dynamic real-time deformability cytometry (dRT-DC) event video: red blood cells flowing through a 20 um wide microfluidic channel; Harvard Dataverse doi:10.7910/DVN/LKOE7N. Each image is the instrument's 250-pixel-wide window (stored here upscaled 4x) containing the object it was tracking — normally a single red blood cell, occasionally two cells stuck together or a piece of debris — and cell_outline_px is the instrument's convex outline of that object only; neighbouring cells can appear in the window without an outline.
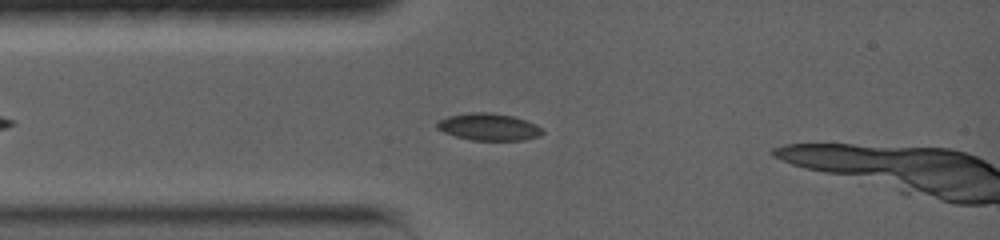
{"species": "common noctule bat (a hibernating species)", "species_latin": "Nyctalus noctula", "temperature_condition": "warm", "stored_images_in_passage": 18, "camera_frame_rate_fps": 5000, "um_per_image_px": 0.085, "animal": {"sex": "female", "body_mass_g": 19.0, "forearm_length_mm": 56.7}, "frame": {"image": 1, "passage_image": 15, "time_ms": 2.6, "image_size_px": [1000, 240], "cell_outline_px": [[544, 132], [540, 136], [524, 140], [468, 140], [444, 132], [436, 128], [436, 124], [440, 120], [448, 116], [468, 112], [492, 112], [512, 116], [536, 124]], "centroid_in_image_um": [41.53, 10.78], "position_along_channel_um": 43.5, "area_um2": 16.65}}